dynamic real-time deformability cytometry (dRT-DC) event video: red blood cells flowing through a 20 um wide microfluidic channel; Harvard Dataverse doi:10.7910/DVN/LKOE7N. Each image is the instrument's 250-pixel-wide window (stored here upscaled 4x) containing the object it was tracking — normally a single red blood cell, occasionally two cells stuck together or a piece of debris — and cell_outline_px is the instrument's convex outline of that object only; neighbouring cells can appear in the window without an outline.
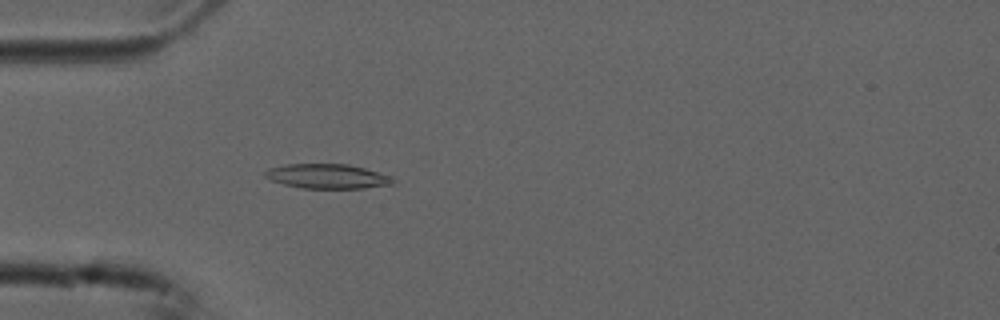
{"species": "common noctule bat (a hibernating species)", "species_latin": "Nyctalus noctula", "temperature_condition": "cold", "stored_images_in_passage": 54, "camera_frame_rate_fps": 3000, "um_per_image_px": 0.085, "animal": {"sex": "male", "forearm_length_mm": 52.5}, "frame": {"image": 1, "passage_image": 16, "time_ms": 5.0, "image_size_px": [1000, 320], "cell_outline_px": [[396, 180], [392, 184], [364, 188], [304, 188], [284, 184], [272, 180], [264, 176], [264, 172], [268, 168], [288, 164], [348, 164], [364, 168], [392, 176]], "centroid_in_image_um": [27.84, 14.98], "position_along_channel_um": 57.2, "area_um2": 18.21}}
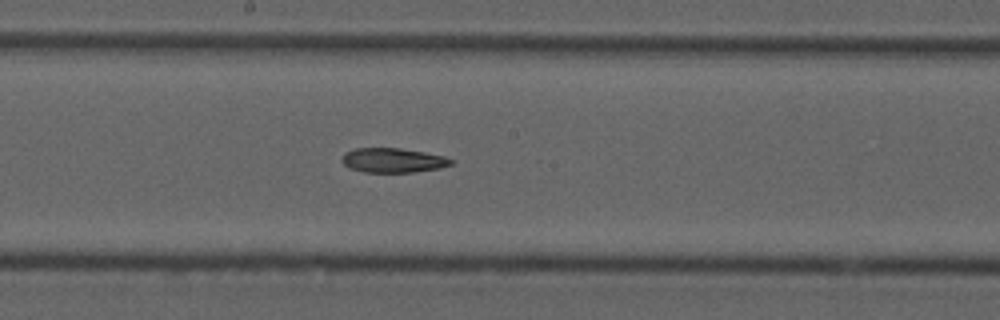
{"frame": {"image": 2, "passage_image": 29, "time_ms": 9.333, "image_size_px": [1000, 320], "cell_outline_px": [[456, 160], [452, 164], [440, 168], [412, 172], [364, 172], [348, 168], [340, 160], [344, 152], [356, 148], [400, 148], [424, 152], [444, 156]], "centroid_in_image_um": [33.39, 13.62], "position_along_channel_um": 214.8, "area_um2": 15.72}}
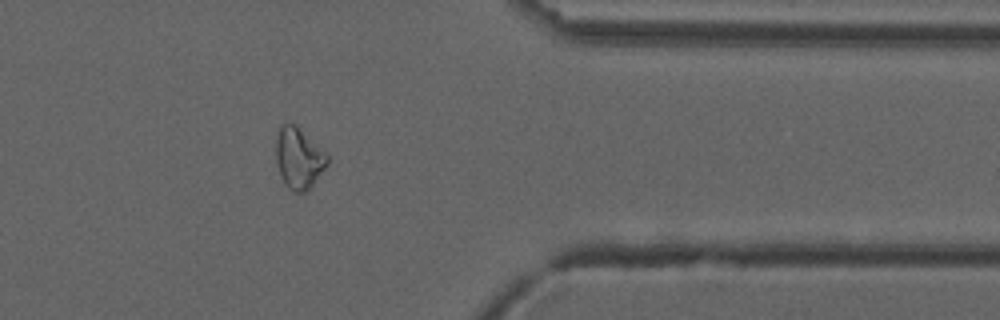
{"frame": {"image": 3, "passage_image": 44, "time_ms": 14.333, "image_size_px": [1000, 320], "cell_outline_px": [[328, 164], [312, 184], [304, 192], [296, 192], [288, 188], [284, 184], [276, 160], [276, 136], [280, 128], [288, 120], [296, 124], [328, 156]], "centroid_in_image_um": [25.37, 13.41], "position_along_channel_um": 386.0, "area_um2": 17.98}}